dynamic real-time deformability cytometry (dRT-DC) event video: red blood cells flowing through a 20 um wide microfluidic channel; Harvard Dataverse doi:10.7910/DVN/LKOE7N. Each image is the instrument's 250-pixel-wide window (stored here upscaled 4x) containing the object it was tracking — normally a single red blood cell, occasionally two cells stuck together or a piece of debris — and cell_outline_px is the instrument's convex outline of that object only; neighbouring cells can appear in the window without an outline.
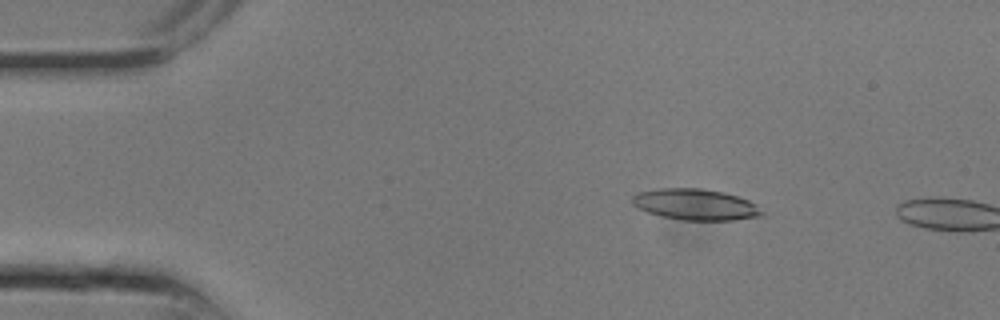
{"species": "common noctule bat (a hibernating species)", "species_latin": "Nyctalus noctula", "temperature_condition": "room temperature", "stored_images_in_passage": 5, "camera_frame_rate_fps": 3000, "um_per_image_px": 0.085, "animal": {"sex": "male", "body_mass_g": 13.3}, "frame": {"image": 1, "passage_image": 4, "time_ms": 1.0, "image_size_px": [1000, 320], "cell_outline_px": [[764, 216], [736, 220], [680, 220], [648, 212], [636, 208], [632, 204], [632, 196], [640, 192], [656, 188], [700, 188], [724, 192], [748, 200], [756, 204], [764, 212]], "centroid_in_image_um": [59.13, 17.38], "position_along_channel_um": 25.9, "area_um2": 23.64}}